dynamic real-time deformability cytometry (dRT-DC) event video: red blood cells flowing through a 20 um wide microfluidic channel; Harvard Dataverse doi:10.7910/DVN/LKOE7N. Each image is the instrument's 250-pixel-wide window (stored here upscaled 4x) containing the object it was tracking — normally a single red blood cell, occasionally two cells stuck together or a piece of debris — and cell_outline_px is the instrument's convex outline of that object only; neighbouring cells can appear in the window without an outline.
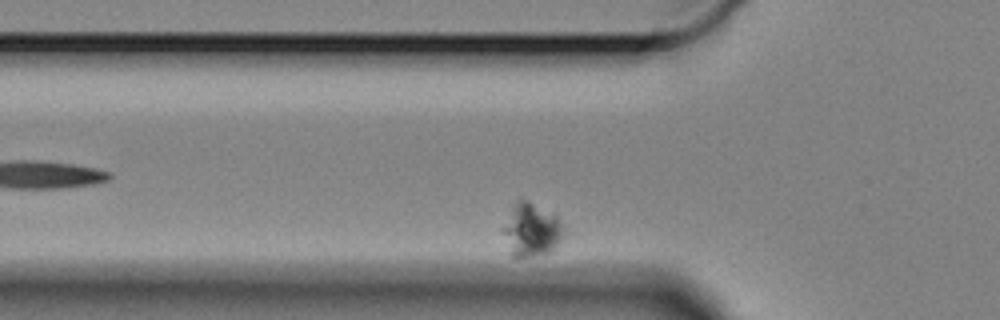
{"species": "Egyptian fruit bat (a non-hibernating species)", "species_latin": "Rousettus aegyptiacus", "temperature_condition": "cold", "stored_images_in_passage": 39, "camera_frame_rate_fps": 3000, "um_per_image_px": 0.085, "animal": {"sex": "female"}, "frame": {"image": 1, "passage_image": 3, "time_ms": 0.667, "image_size_px": [1000, 320], "cell_outline_px": [[564, 236], [548, 252], [532, 256], [512, 256], [500, 228], [512, 204], [520, 196], [556, 212], [564, 228]], "centroid_in_image_um": [45.14, 19.43], "position_along_channel_um": 80.7, "area_um2": 19.48}}
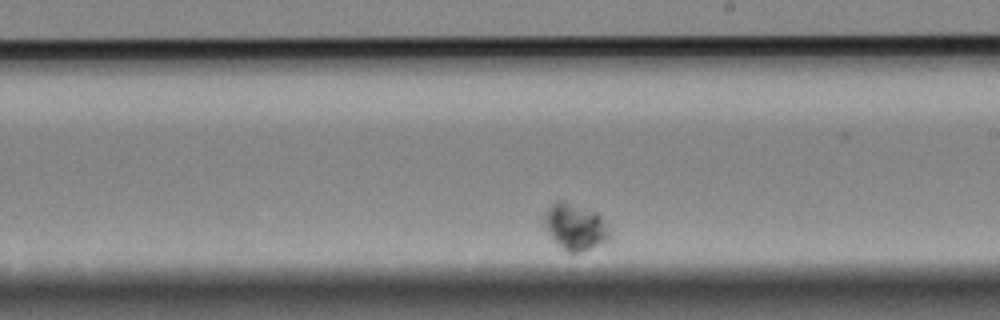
{"frame": {"image": 2, "passage_image": 23, "time_ms": 7.333, "image_size_px": [1000, 320], "cell_outline_px": [[608, 240], [600, 244], [580, 252], [568, 252], [552, 240], [544, 228], [544, 212], [556, 200], [564, 200], [600, 212], [608, 228]], "centroid_in_image_um": [48.86, 19.24], "position_along_channel_um": 240.1, "area_um2": 17.92}}
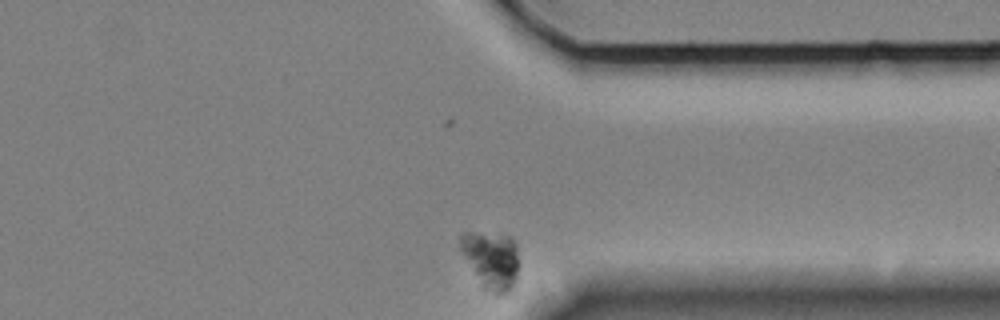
{"frame": {"image": 3, "passage_image": 38, "time_ms": 12.333, "image_size_px": [1000, 320], "cell_outline_px": [[520, 264], [512, 288], [508, 292], [496, 292], [484, 288], [460, 248], [460, 236], [464, 232], [472, 232], [512, 236], [516, 244]], "centroid_in_image_um": [41.81, 22.03], "position_along_channel_um": 369.6, "area_um2": 19.19}}